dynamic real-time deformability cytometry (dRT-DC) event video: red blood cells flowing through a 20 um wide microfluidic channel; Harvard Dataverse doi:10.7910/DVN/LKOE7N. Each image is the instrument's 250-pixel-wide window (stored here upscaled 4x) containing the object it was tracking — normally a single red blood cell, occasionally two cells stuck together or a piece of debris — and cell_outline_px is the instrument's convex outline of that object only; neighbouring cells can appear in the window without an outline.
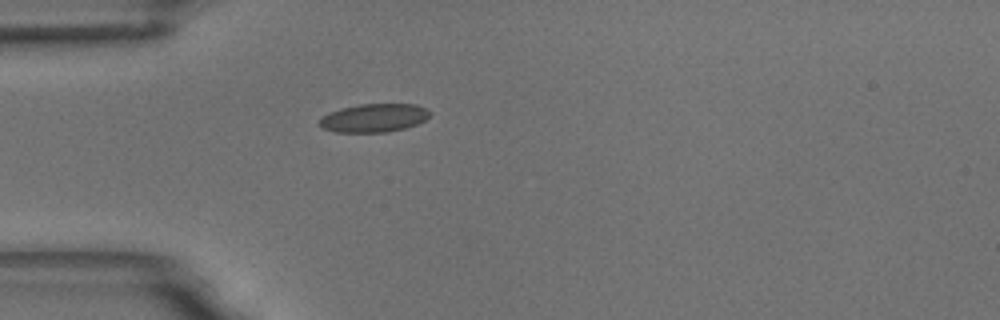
{"species": "common noctule bat (a hibernating species)", "species_latin": "Nyctalus noctula", "temperature_condition": "room temperature", "stored_images_in_passage": 43, "camera_frame_rate_fps": 3000, "um_per_image_px": 0.085, "animal": {"sex": "male", "body_mass_g": 18.8}, "frame": {"image": 1, "passage_image": 1, "time_ms": 0.0, "image_size_px": [1000, 320], "cell_outline_px": [[432, 112], [424, 120], [416, 124], [404, 128], [384, 132], [336, 132], [324, 128], [320, 124], [320, 116], [328, 112], [360, 104], [416, 104]], "centroid_in_image_um": [31.78, 10.02], "position_along_channel_um": 53.2, "area_um2": 18.03}}
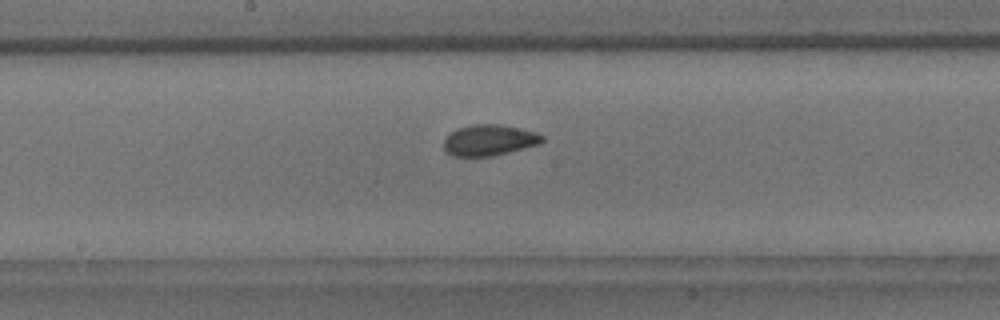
{"frame": {"image": 2, "passage_image": 15, "time_ms": 4.667, "image_size_px": [1000, 320], "cell_outline_px": [[544, 140], [540, 144], [492, 156], [452, 156], [444, 148], [444, 140], [456, 128], [472, 124], [496, 124], [536, 132], [544, 136]], "centroid_in_image_um": [41.58, 11.91], "position_along_channel_um": 206.6, "area_um2": 17.57}}
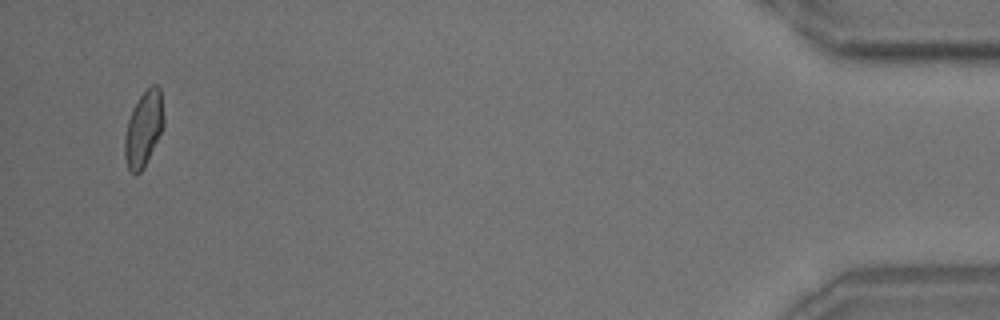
{"frame": {"image": 3, "passage_image": 41, "time_ms": 13.333, "image_size_px": [1000, 320], "cell_outline_px": [[164, 128], [144, 168], [136, 176], [128, 168], [124, 156], [124, 136], [128, 120], [132, 108], [140, 96], [152, 84], [156, 84], [160, 88], [164, 116]], "centroid_in_image_um": [12.21, 10.96], "position_along_channel_um": 423.0, "area_um2": 17.4}, "authors_computed_cell_mechanics": {"area_um2": 17.4556, "velocity_mm_per_s": 3.4388, "shape_relaxation_time_tau1_ms": 8.1829, "shape_relaxation_time_tau2_ms": 1.3327, "deformation_change_tau1": 0.1453, "deformation_change_tau2": 0.0566}}